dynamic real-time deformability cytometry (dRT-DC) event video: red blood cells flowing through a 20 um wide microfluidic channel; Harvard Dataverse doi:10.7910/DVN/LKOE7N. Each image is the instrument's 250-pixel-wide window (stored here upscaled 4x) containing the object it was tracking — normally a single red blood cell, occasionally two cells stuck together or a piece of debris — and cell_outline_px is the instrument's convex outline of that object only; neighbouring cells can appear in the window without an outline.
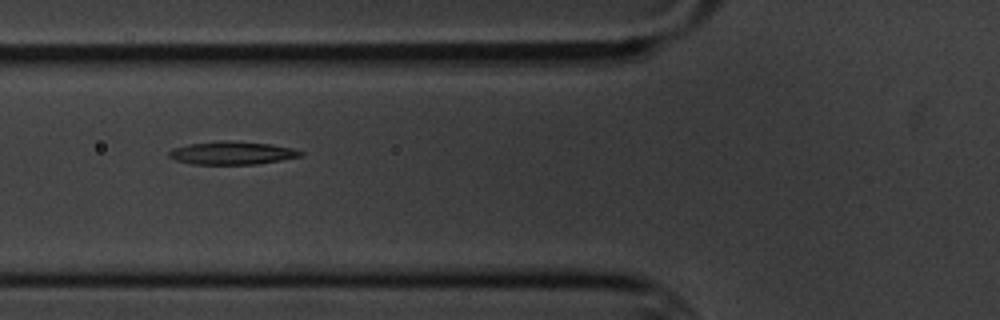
{"species": "common noctule bat (a hibernating species)", "species_latin": "Nyctalus noctula", "temperature_condition": "cold", "stored_images_in_passage": 3, "camera_frame_rate_fps": 3000, "um_per_image_px": 0.085, "animal": {"sex": "male", "body_mass_g": 20.1, "forearm_length_mm": 53.5}, "frame": {"image": 1, "passage_image": 2, "time_ms": 1.0, "image_size_px": [1000, 320], "cell_outline_px": [[304, 156], [256, 164], [192, 164], [176, 160], [168, 156], [168, 152], [172, 148], [188, 144], [220, 140], [232, 140], [272, 144], [292, 148], [304, 152]], "centroid_in_image_um": [19.73, 12.99], "position_along_channel_um": 106.1, "area_um2": 17.86}}
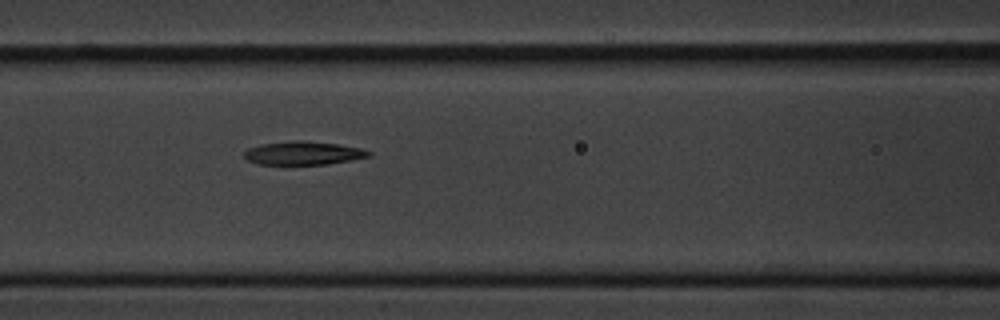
{"frame": {"image": 2, "passage_image": 3, "time_ms": 2.0, "image_size_px": [1000, 320], "cell_outline_px": [[372, 156], [352, 160], [328, 164], [256, 164], [248, 160], [244, 156], [244, 152], [248, 148], [260, 144], [292, 140], [300, 140], [336, 144], [360, 148], [372, 152]], "centroid_in_image_um": [25.77, 13.01], "position_along_channel_um": 140.8, "area_um2": 16.99}}